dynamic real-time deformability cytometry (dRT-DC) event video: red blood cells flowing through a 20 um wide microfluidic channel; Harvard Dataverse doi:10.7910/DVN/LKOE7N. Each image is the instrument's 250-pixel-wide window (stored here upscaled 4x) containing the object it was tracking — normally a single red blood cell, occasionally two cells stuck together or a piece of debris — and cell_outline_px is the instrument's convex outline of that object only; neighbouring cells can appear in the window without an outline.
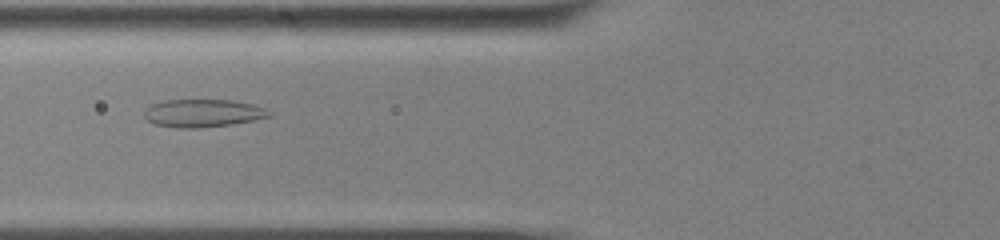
{"species": "common noctule bat (a hibernating species)", "species_latin": "Nyctalus noctula", "temperature_condition": "cold", "stored_images_in_passage": 44, "camera_frame_rate_fps": 3000, "um_per_image_px": 0.085, "animal": {"sex": "male", "body_mass_g": 13.0, "forearm_length_mm": 53.1}, "frame": {"image": 1, "passage_image": 10, "time_ms": 3.0, "image_size_px": [1000, 240], "cell_outline_px": [[272, 116], [256, 120], [232, 124], [200, 128], [176, 128], [156, 124], [148, 120], [144, 116], [144, 108], [152, 104], [164, 100], [232, 100], [252, 104], [264, 108], [272, 112]], "centroid_in_image_um": [17.26, 9.62], "position_along_channel_um": 108.5, "area_um2": 20.4}}
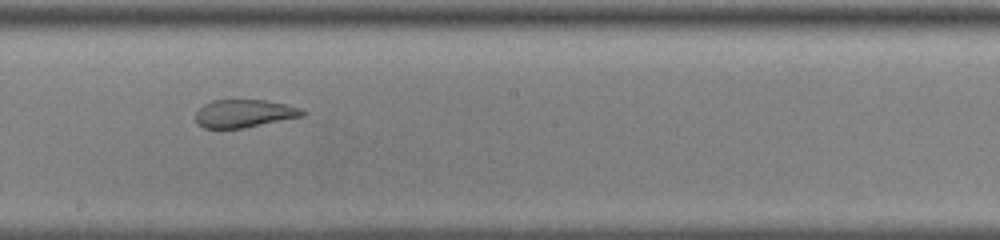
{"frame": {"image": 2, "passage_image": 20, "time_ms": 6.333, "image_size_px": [1000, 240], "cell_outline_px": [[308, 112], [304, 116], [244, 128], [204, 128], [196, 124], [196, 112], [204, 104], [212, 100], [264, 100], [284, 104], [300, 108]], "centroid_in_image_um": [20.76, 9.65], "position_along_channel_um": 227.4, "area_um2": 17.4}}
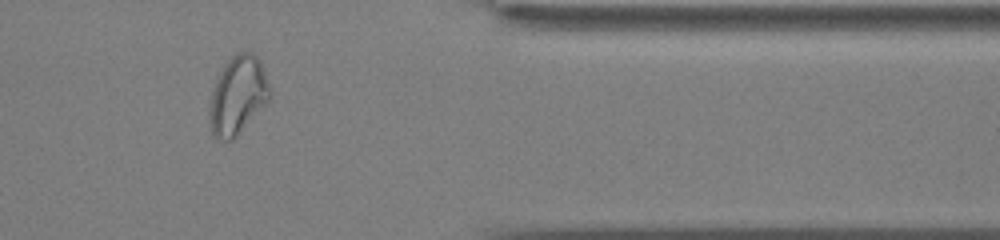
{"frame": {"image": 3, "passage_image": 35, "time_ms": 11.333, "image_size_px": [1000, 240], "cell_outline_px": [[268, 100], [236, 136], [232, 140], [224, 140], [212, 136], [208, 112], [212, 92], [216, 76], [228, 60], [236, 52], [252, 52], [260, 60], [268, 84]], "centroid_in_image_um": [20.16, 8.09], "position_along_channel_um": 391.2, "area_um2": 26.99}, "authors_computed_cell_mechanics": {"area_um2": 22.2819, "velocity_mm_per_s": 3.5673, "shape_relaxation_time_tau1_ms": null, "shape_relaxation_time_tau2_ms": 1.1558, "deformation_change_tau1": null, "deformation_change_tau2": 0.0769}}